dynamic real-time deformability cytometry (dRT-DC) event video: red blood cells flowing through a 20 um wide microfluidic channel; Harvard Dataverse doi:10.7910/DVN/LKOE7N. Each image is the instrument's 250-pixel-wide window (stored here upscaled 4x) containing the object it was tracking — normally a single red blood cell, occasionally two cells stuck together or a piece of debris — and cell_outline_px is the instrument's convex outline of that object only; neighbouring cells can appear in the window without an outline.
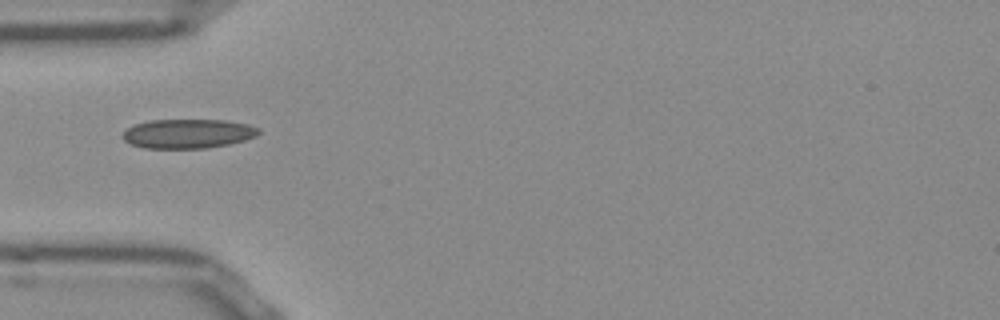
{"species": "Egyptian fruit bat (a non-hibernating species)", "species_latin": "Rousettus aegyptiacus", "temperature_condition": "room temperature", "stored_images_in_passage": 10, "camera_frame_rate_fps": 3000, "um_per_image_px": 0.085, "frame": {"image": 1, "passage_image": 1, "time_ms": 0.0, "image_size_px": [1000, 320], "cell_outline_px": [[260, 132], [256, 136], [244, 140], [228, 144], [208, 148], [144, 148], [128, 144], [120, 136], [132, 124], [152, 120], [224, 120], [248, 124], [260, 128]], "centroid_in_image_um": [15.94, 11.36], "position_along_channel_um": 69.1, "area_um2": 23.35}}